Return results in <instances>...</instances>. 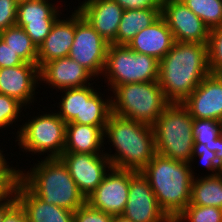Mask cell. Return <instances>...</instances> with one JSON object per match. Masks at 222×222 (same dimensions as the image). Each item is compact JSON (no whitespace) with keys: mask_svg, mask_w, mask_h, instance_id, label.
<instances>
[{"mask_svg":"<svg viewBox=\"0 0 222 222\" xmlns=\"http://www.w3.org/2000/svg\"><path fill=\"white\" fill-rule=\"evenodd\" d=\"M197 177V178H196ZM193 177L188 205L213 206L222 209V174Z\"/></svg>","mask_w":222,"mask_h":222,"instance_id":"obj_24","label":"cell"},{"mask_svg":"<svg viewBox=\"0 0 222 222\" xmlns=\"http://www.w3.org/2000/svg\"><path fill=\"white\" fill-rule=\"evenodd\" d=\"M222 222V209L213 206L187 205L173 222Z\"/></svg>","mask_w":222,"mask_h":222,"instance_id":"obj_30","label":"cell"},{"mask_svg":"<svg viewBox=\"0 0 222 222\" xmlns=\"http://www.w3.org/2000/svg\"><path fill=\"white\" fill-rule=\"evenodd\" d=\"M50 0L18 1L16 25L22 27L38 48L62 15L59 6Z\"/></svg>","mask_w":222,"mask_h":222,"instance_id":"obj_14","label":"cell"},{"mask_svg":"<svg viewBox=\"0 0 222 222\" xmlns=\"http://www.w3.org/2000/svg\"><path fill=\"white\" fill-rule=\"evenodd\" d=\"M79 5L77 10L102 38L116 45V34L124 9L114 0H84Z\"/></svg>","mask_w":222,"mask_h":222,"instance_id":"obj_18","label":"cell"},{"mask_svg":"<svg viewBox=\"0 0 222 222\" xmlns=\"http://www.w3.org/2000/svg\"><path fill=\"white\" fill-rule=\"evenodd\" d=\"M17 203L15 191L11 189L0 199V222H3L5 214Z\"/></svg>","mask_w":222,"mask_h":222,"instance_id":"obj_40","label":"cell"},{"mask_svg":"<svg viewBox=\"0 0 222 222\" xmlns=\"http://www.w3.org/2000/svg\"><path fill=\"white\" fill-rule=\"evenodd\" d=\"M124 10L132 9H158L162 11L163 0H114Z\"/></svg>","mask_w":222,"mask_h":222,"instance_id":"obj_38","label":"cell"},{"mask_svg":"<svg viewBox=\"0 0 222 222\" xmlns=\"http://www.w3.org/2000/svg\"><path fill=\"white\" fill-rule=\"evenodd\" d=\"M16 134L15 142L19 141L18 149H23L22 152L40 155L46 152L47 159L59 158L64 153L66 122L56 110L33 116L20 125Z\"/></svg>","mask_w":222,"mask_h":222,"instance_id":"obj_8","label":"cell"},{"mask_svg":"<svg viewBox=\"0 0 222 222\" xmlns=\"http://www.w3.org/2000/svg\"><path fill=\"white\" fill-rule=\"evenodd\" d=\"M59 159L67 167L70 176L85 199L96 190L112 167L104 153L64 152Z\"/></svg>","mask_w":222,"mask_h":222,"instance_id":"obj_11","label":"cell"},{"mask_svg":"<svg viewBox=\"0 0 222 222\" xmlns=\"http://www.w3.org/2000/svg\"><path fill=\"white\" fill-rule=\"evenodd\" d=\"M101 94L96 91L90 98H83L82 119H73L69 123L106 126L112 113L111 96L104 99Z\"/></svg>","mask_w":222,"mask_h":222,"instance_id":"obj_26","label":"cell"},{"mask_svg":"<svg viewBox=\"0 0 222 222\" xmlns=\"http://www.w3.org/2000/svg\"><path fill=\"white\" fill-rule=\"evenodd\" d=\"M193 120L182 103H170L152 124L156 153L190 163L194 145Z\"/></svg>","mask_w":222,"mask_h":222,"instance_id":"obj_5","label":"cell"},{"mask_svg":"<svg viewBox=\"0 0 222 222\" xmlns=\"http://www.w3.org/2000/svg\"><path fill=\"white\" fill-rule=\"evenodd\" d=\"M217 161L222 165V134L217 138V146L215 148Z\"/></svg>","mask_w":222,"mask_h":222,"instance_id":"obj_41","label":"cell"},{"mask_svg":"<svg viewBox=\"0 0 222 222\" xmlns=\"http://www.w3.org/2000/svg\"><path fill=\"white\" fill-rule=\"evenodd\" d=\"M196 157L200 159L199 161L205 166L204 168L208 169L209 172L211 171L208 175L220 174L221 164L217 161L215 152L210 151L206 145L194 143L190 164L195 162L194 159L196 160Z\"/></svg>","mask_w":222,"mask_h":222,"instance_id":"obj_33","label":"cell"},{"mask_svg":"<svg viewBox=\"0 0 222 222\" xmlns=\"http://www.w3.org/2000/svg\"><path fill=\"white\" fill-rule=\"evenodd\" d=\"M37 64H24L0 69V93L13 97L29 109L34 103L35 90L40 85Z\"/></svg>","mask_w":222,"mask_h":222,"instance_id":"obj_15","label":"cell"},{"mask_svg":"<svg viewBox=\"0 0 222 222\" xmlns=\"http://www.w3.org/2000/svg\"><path fill=\"white\" fill-rule=\"evenodd\" d=\"M89 84L80 88H67L60 90V102L58 104L59 111L56 113L66 122L69 123L73 119H82L83 98H90L97 90L95 86Z\"/></svg>","mask_w":222,"mask_h":222,"instance_id":"obj_25","label":"cell"},{"mask_svg":"<svg viewBox=\"0 0 222 222\" xmlns=\"http://www.w3.org/2000/svg\"><path fill=\"white\" fill-rule=\"evenodd\" d=\"M71 13L68 18L60 16V19L55 21L50 33L38 47L37 65L39 68L52 60L69 57L75 35V10Z\"/></svg>","mask_w":222,"mask_h":222,"instance_id":"obj_20","label":"cell"},{"mask_svg":"<svg viewBox=\"0 0 222 222\" xmlns=\"http://www.w3.org/2000/svg\"><path fill=\"white\" fill-rule=\"evenodd\" d=\"M112 222H132L131 220L125 218L124 216L122 215H115L113 217V220Z\"/></svg>","mask_w":222,"mask_h":222,"instance_id":"obj_42","label":"cell"},{"mask_svg":"<svg viewBox=\"0 0 222 222\" xmlns=\"http://www.w3.org/2000/svg\"><path fill=\"white\" fill-rule=\"evenodd\" d=\"M122 216L132 222H173L159 206L141 171L130 170L129 195Z\"/></svg>","mask_w":222,"mask_h":222,"instance_id":"obj_10","label":"cell"},{"mask_svg":"<svg viewBox=\"0 0 222 222\" xmlns=\"http://www.w3.org/2000/svg\"><path fill=\"white\" fill-rule=\"evenodd\" d=\"M103 138L115 147L114 154L104 152L113 168L141 171L157 154L152 125L114 113L104 127Z\"/></svg>","mask_w":222,"mask_h":222,"instance_id":"obj_2","label":"cell"},{"mask_svg":"<svg viewBox=\"0 0 222 222\" xmlns=\"http://www.w3.org/2000/svg\"><path fill=\"white\" fill-rule=\"evenodd\" d=\"M222 134V121L213 119H194L193 137L194 143H201L215 152L217 138Z\"/></svg>","mask_w":222,"mask_h":222,"instance_id":"obj_29","label":"cell"},{"mask_svg":"<svg viewBox=\"0 0 222 222\" xmlns=\"http://www.w3.org/2000/svg\"><path fill=\"white\" fill-rule=\"evenodd\" d=\"M30 170L17 169L16 177L45 203L75 211L85 202L67 167L59 158L37 160Z\"/></svg>","mask_w":222,"mask_h":222,"instance_id":"obj_4","label":"cell"},{"mask_svg":"<svg viewBox=\"0 0 222 222\" xmlns=\"http://www.w3.org/2000/svg\"><path fill=\"white\" fill-rule=\"evenodd\" d=\"M4 150L0 153V199L3 198L11 189L13 181L16 177L18 168L9 166L8 159L3 154ZM8 164V165H7Z\"/></svg>","mask_w":222,"mask_h":222,"instance_id":"obj_35","label":"cell"},{"mask_svg":"<svg viewBox=\"0 0 222 222\" xmlns=\"http://www.w3.org/2000/svg\"><path fill=\"white\" fill-rule=\"evenodd\" d=\"M113 215L92 208L88 203L74 211V222H112Z\"/></svg>","mask_w":222,"mask_h":222,"instance_id":"obj_34","label":"cell"},{"mask_svg":"<svg viewBox=\"0 0 222 222\" xmlns=\"http://www.w3.org/2000/svg\"><path fill=\"white\" fill-rule=\"evenodd\" d=\"M208 65L211 74L222 75V26L210 30Z\"/></svg>","mask_w":222,"mask_h":222,"instance_id":"obj_31","label":"cell"},{"mask_svg":"<svg viewBox=\"0 0 222 222\" xmlns=\"http://www.w3.org/2000/svg\"><path fill=\"white\" fill-rule=\"evenodd\" d=\"M160 16L158 9L124 10L116 34V45H128L138 32L150 26Z\"/></svg>","mask_w":222,"mask_h":222,"instance_id":"obj_23","label":"cell"},{"mask_svg":"<svg viewBox=\"0 0 222 222\" xmlns=\"http://www.w3.org/2000/svg\"><path fill=\"white\" fill-rule=\"evenodd\" d=\"M161 16L174 41L208 43L210 29L181 0H163Z\"/></svg>","mask_w":222,"mask_h":222,"instance_id":"obj_13","label":"cell"},{"mask_svg":"<svg viewBox=\"0 0 222 222\" xmlns=\"http://www.w3.org/2000/svg\"><path fill=\"white\" fill-rule=\"evenodd\" d=\"M17 11V0H0V32L16 25Z\"/></svg>","mask_w":222,"mask_h":222,"instance_id":"obj_36","label":"cell"},{"mask_svg":"<svg viewBox=\"0 0 222 222\" xmlns=\"http://www.w3.org/2000/svg\"><path fill=\"white\" fill-rule=\"evenodd\" d=\"M25 61L0 37V69L24 64Z\"/></svg>","mask_w":222,"mask_h":222,"instance_id":"obj_37","label":"cell"},{"mask_svg":"<svg viewBox=\"0 0 222 222\" xmlns=\"http://www.w3.org/2000/svg\"><path fill=\"white\" fill-rule=\"evenodd\" d=\"M129 186L130 170L111 167L96 190L86 198V203L113 216L122 215L128 200Z\"/></svg>","mask_w":222,"mask_h":222,"instance_id":"obj_12","label":"cell"},{"mask_svg":"<svg viewBox=\"0 0 222 222\" xmlns=\"http://www.w3.org/2000/svg\"><path fill=\"white\" fill-rule=\"evenodd\" d=\"M104 127L66 123L64 152L103 154Z\"/></svg>","mask_w":222,"mask_h":222,"instance_id":"obj_22","label":"cell"},{"mask_svg":"<svg viewBox=\"0 0 222 222\" xmlns=\"http://www.w3.org/2000/svg\"><path fill=\"white\" fill-rule=\"evenodd\" d=\"M211 30L222 26V0H181Z\"/></svg>","mask_w":222,"mask_h":222,"instance_id":"obj_28","label":"cell"},{"mask_svg":"<svg viewBox=\"0 0 222 222\" xmlns=\"http://www.w3.org/2000/svg\"><path fill=\"white\" fill-rule=\"evenodd\" d=\"M41 83L48 84L56 91L67 88H80L94 81V76L70 57H63L44 63L39 68Z\"/></svg>","mask_w":222,"mask_h":222,"instance_id":"obj_17","label":"cell"},{"mask_svg":"<svg viewBox=\"0 0 222 222\" xmlns=\"http://www.w3.org/2000/svg\"><path fill=\"white\" fill-rule=\"evenodd\" d=\"M12 189L17 202L24 209L28 222H74V211L45 203L34 195L17 177Z\"/></svg>","mask_w":222,"mask_h":222,"instance_id":"obj_19","label":"cell"},{"mask_svg":"<svg viewBox=\"0 0 222 222\" xmlns=\"http://www.w3.org/2000/svg\"><path fill=\"white\" fill-rule=\"evenodd\" d=\"M109 43L75 8V35L69 57L86 68L94 78L102 75Z\"/></svg>","mask_w":222,"mask_h":222,"instance_id":"obj_9","label":"cell"},{"mask_svg":"<svg viewBox=\"0 0 222 222\" xmlns=\"http://www.w3.org/2000/svg\"><path fill=\"white\" fill-rule=\"evenodd\" d=\"M192 164L156 154L141 170L161 209L173 221L190 203Z\"/></svg>","mask_w":222,"mask_h":222,"instance_id":"obj_3","label":"cell"},{"mask_svg":"<svg viewBox=\"0 0 222 222\" xmlns=\"http://www.w3.org/2000/svg\"><path fill=\"white\" fill-rule=\"evenodd\" d=\"M220 174H222V165H221V167H220Z\"/></svg>","mask_w":222,"mask_h":222,"instance_id":"obj_43","label":"cell"},{"mask_svg":"<svg viewBox=\"0 0 222 222\" xmlns=\"http://www.w3.org/2000/svg\"><path fill=\"white\" fill-rule=\"evenodd\" d=\"M102 74L110 91L122 84L158 81L159 61L127 45L109 44Z\"/></svg>","mask_w":222,"mask_h":222,"instance_id":"obj_7","label":"cell"},{"mask_svg":"<svg viewBox=\"0 0 222 222\" xmlns=\"http://www.w3.org/2000/svg\"><path fill=\"white\" fill-rule=\"evenodd\" d=\"M3 222H28L27 215L17 202L4 216Z\"/></svg>","mask_w":222,"mask_h":222,"instance_id":"obj_39","label":"cell"},{"mask_svg":"<svg viewBox=\"0 0 222 222\" xmlns=\"http://www.w3.org/2000/svg\"><path fill=\"white\" fill-rule=\"evenodd\" d=\"M25 106L17 99L0 93V129L8 130L12 124L18 122ZM22 112V113H21ZM11 125V126H10Z\"/></svg>","mask_w":222,"mask_h":222,"instance_id":"obj_32","label":"cell"},{"mask_svg":"<svg viewBox=\"0 0 222 222\" xmlns=\"http://www.w3.org/2000/svg\"><path fill=\"white\" fill-rule=\"evenodd\" d=\"M174 42L172 31L160 16L150 26L138 32L127 46L137 53L152 56L160 61L170 51Z\"/></svg>","mask_w":222,"mask_h":222,"instance_id":"obj_21","label":"cell"},{"mask_svg":"<svg viewBox=\"0 0 222 222\" xmlns=\"http://www.w3.org/2000/svg\"><path fill=\"white\" fill-rule=\"evenodd\" d=\"M182 105L193 119L222 121V75L210 73Z\"/></svg>","mask_w":222,"mask_h":222,"instance_id":"obj_16","label":"cell"},{"mask_svg":"<svg viewBox=\"0 0 222 222\" xmlns=\"http://www.w3.org/2000/svg\"><path fill=\"white\" fill-rule=\"evenodd\" d=\"M112 113L152 125L170 102L158 81L122 84L112 90Z\"/></svg>","mask_w":222,"mask_h":222,"instance_id":"obj_6","label":"cell"},{"mask_svg":"<svg viewBox=\"0 0 222 222\" xmlns=\"http://www.w3.org/2000/svg\"><path fill=\"white\" fill-rule=\"evenodd\" d=\"M0 37L27 63L37 64L38 48L25 30L14 25L0 32Z\"/></svg>","mask_w":222,"mask_h":222,"instance_id":"obj_27","label":"cell"},{"mask_svg":"<svg viewBox=\"0 0 222 222\" xmlns=\"http://www.w3.org/2000/svg\"><path fill=\"white\" fill-rule=\"evenodd\" d=\"M209 74L208 43L175 41L159 61L158 83L170 103H182Z\"/></svg>","mask_w":222,"mask_h":222,"instance_id":"obj_1","label":"cell"}]
</instances>
